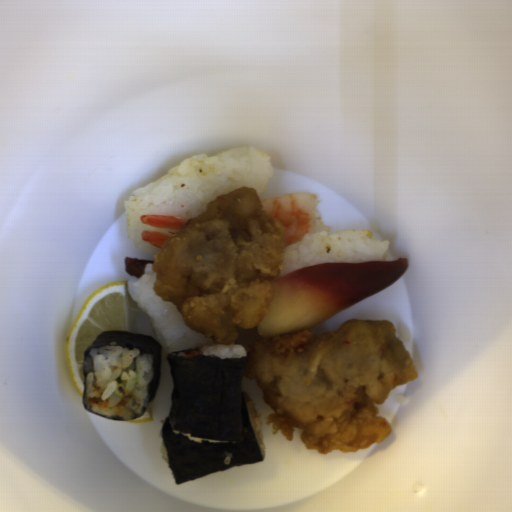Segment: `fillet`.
<instances>
[{
	"mask_svg": "<svg viewBox=\"0 0 512 512\" xmlns=\"http://www.w3.org/2000/svg\"><path fill=\"white\" fill-rule=\"evenodd\" d=\"M154 262L155 261H153L152 259H136L135 257H125L124 267L128 276L140 279L144 274L146 265H154Z\"/></svg>",
	"mask_w": 512,
	"mask_h": 512,
	"instance_id": "fillet-2",
	"label": "fillet"
},
{
	"mask_svg": "<svg viewBox=\"0 0 512 512\" xmlns=\"http://www.w3.org/2000/svg\"><path fill=\"white\" fill-rule=\"evenodd\" d=\"M408 266V258L320 263L277 277L256 332L265 340L306 331L399 280Z\"/></svg>",
	"mask_w": 512,
	"mask_h": 512,
	"instance_id": "fillet-1",
	"label": "fillet"
}]
</instances>
